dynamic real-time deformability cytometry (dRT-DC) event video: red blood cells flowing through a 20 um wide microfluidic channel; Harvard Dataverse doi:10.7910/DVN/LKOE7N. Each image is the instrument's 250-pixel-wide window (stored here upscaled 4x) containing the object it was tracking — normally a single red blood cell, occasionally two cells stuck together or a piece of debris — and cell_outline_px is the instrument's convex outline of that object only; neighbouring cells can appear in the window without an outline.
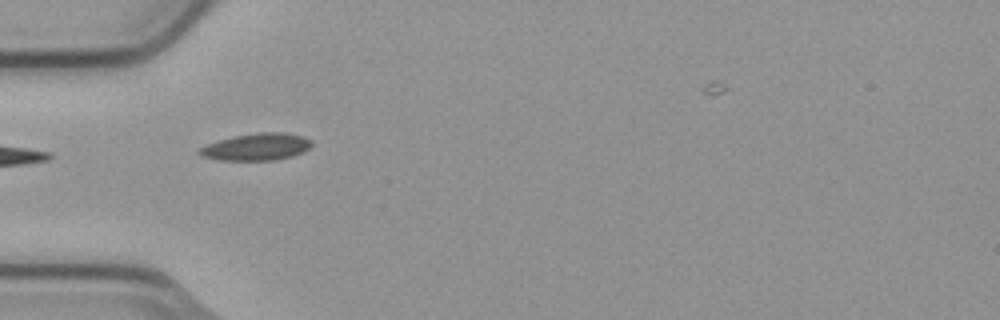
{"species": "common noctule bat (a hibernating species)", "species_latin": "Nyctalus noctula", "temperature_condition": "cold", "stored_images_in_passage": 1, "camera_frame_rate_fps": 3000, "um_per_image_px": 0.085, "animal": {"sex": "male", "body_mass_g": 23.1, "forearm_length_mm": 52.7}, "frame": {"image": 1, "passage_image": 1, "time_ms": 0.0, "image_size_px": [1000, 320], "cell_outline_px": [[312, 144], [304, 152], [292, 156], [272, 160], [220, 160], [200, 156], [196, 152], [196, 148], [220, 140], [236, 136], [256, 132], [284, 132], [304, 136], [312, 140]], "centroid_in_image_um": [21.79, 12.48], "position_along_channel_um": 63.2, "area_um2": 17.8}}